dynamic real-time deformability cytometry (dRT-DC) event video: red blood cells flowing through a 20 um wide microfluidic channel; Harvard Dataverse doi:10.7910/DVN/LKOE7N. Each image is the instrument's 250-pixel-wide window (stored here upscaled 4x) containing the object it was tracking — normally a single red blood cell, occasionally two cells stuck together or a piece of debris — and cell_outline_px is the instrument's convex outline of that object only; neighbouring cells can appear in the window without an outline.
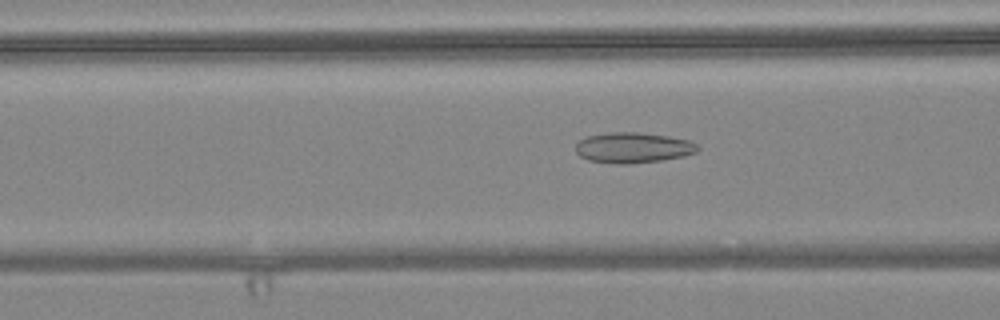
{"species": "common noctule bat (a hibernating species)", "species_latin": "Nyctalus noctula", "temperature_condition": "warm", "stored_images_in_passage": 57, "camera_frame_rate_fps": 3000, "um_per_image_px": 0.085, "animal": {"sex": "female", "body_mass_g": 24.6, "forearm_length_mm": 56.2}, "frame": {"image": 1, "passage_image": 22, "time_ms": 7.0, "image_size_px": [1000, 320], "cell_outline_px": [[700, 148], [696, 152], [684, 156], [660, 160], [628, 164], [620, 164], [588, 160], [580, 156], [576, 152], [576, 144], [580, 140], [588, 136], [612, 132], [636, 132], [668, 136], [688, 140], [696, 144]], "centroid_in_image_um": [53.81, 12.55], "position_along_channel_um": 112.8, "area_um2": 21.5}}
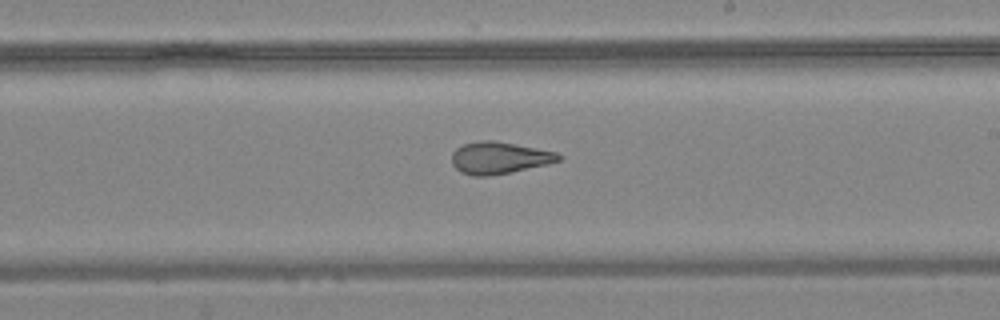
{"frame": {"image": 2, "passage_image": 33, "time_ms": 10.667, "image_size_px": [1000, 320], "cell_outline_px": [[564, 156], [560, 160], [548, 164], [488, 176], [472, 176], [460, 172], [452, 164], [452, 152], [456, 148], [464, 144], [480, 140], [496, 140], [556, 152]], "centroid_in_image_um": [42.42, 13.41], "position_along_channel_um": 246.6, "area_um2": 19.88}}
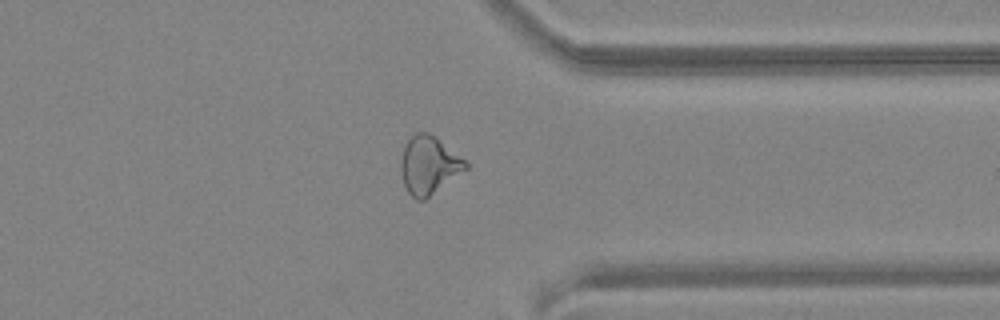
{"frame": {"image": 3, "passage_image": 44, "time_ms": 14.333, "image_size_px": [1000, 320], "cell_outline_px": [[468, 168], [424, 200], [416, 200], [408, 192], [404, 184], [400, 172], [400, 160], [404, 148], [408, 140], [416, 132], [428, 132], [436, 136], [464, 160], [468, 164]], "centroid_in_image_um": [36.43, 14.03], "position_along_channel_um": 375.0, "area_um2": 21.68}, "authors_computed_cell_mechanics": {"area_um2": 23.5246, "velocity_mm_per_s": 3.652, "shape_relaxation_time_tau1_ms": null, "shape_relaxation_time_tau2_ms": 1.7972, "deformation_change_tau1": null, "deformation_change_tau2": 0.1007}}